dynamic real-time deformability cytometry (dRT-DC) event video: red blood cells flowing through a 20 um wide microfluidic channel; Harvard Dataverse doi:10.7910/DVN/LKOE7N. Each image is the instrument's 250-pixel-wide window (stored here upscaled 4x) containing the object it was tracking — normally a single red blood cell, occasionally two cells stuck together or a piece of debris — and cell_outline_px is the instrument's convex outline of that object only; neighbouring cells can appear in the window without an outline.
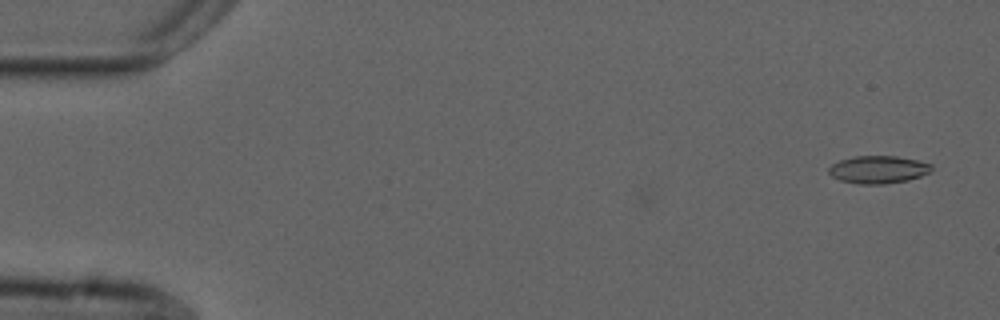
{"species": "common noctule bat (a hibernating species)", "species_latin": "Nyctalus noctula", "temperature_condition": "cold", "stored_images_in_passage": 9, "camera_frame_rate_fps": 3000, "um_per_image_px": 0.085, "animal": {"sex": "male", "forearm_length_mm": 52.5}, "frame": {"image": 1, "passage_image": 3, "time_ms": 0.667, "image_size_px": [1000, 320], "cell_outline_px": [[932, 172], [908, 180], [884, 184], [856, 184], [840, 180], [832, 176], [828, 172], [828, 168], [832, 164], [840, 160], [856, 156], [896, 156], [916, 160], [932, 164]], "centroid_in_image_um": [74.65, 14.42], "position_along_channel_um": 10.3, "area_um2": 16.59}}